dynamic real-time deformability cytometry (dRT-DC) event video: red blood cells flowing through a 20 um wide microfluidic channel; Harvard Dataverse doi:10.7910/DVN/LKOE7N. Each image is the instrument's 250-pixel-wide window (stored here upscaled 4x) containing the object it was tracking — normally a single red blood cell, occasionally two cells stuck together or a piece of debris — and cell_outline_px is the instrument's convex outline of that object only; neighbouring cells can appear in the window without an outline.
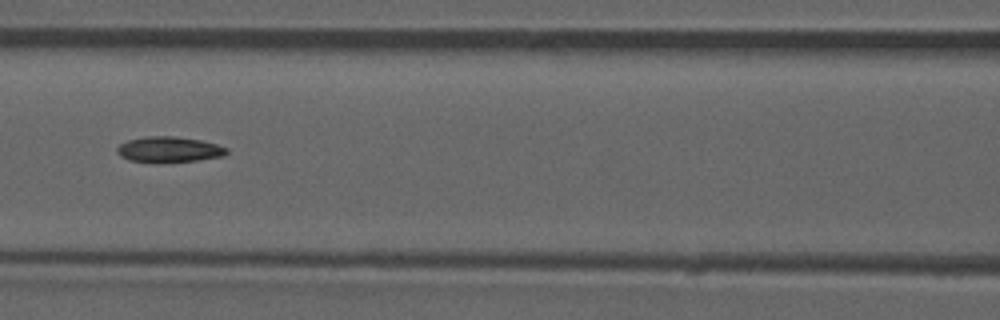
{"species": "common noctule bat (a hibernating species)", "species_latin": "Nyctalus noctula", "temperature_condition": "room temperature", "stored_images_in_passage": 52, "camera_frame_rate_fps": 3000, "um_per_image_px": 0.085, "animal": {"sex": "male", "forearm_length_mm": 52.5}, "frame": {"image": 1, "passage_image": 23, "time_ms": 7.333, "image_size_px": [1000, 320], "cell_outline_px": [[228, 152], [224, 156], [196, 160], [128, 160], [120, 156], [116, 152], [116, 148], [120, 144], [128, 140], [148, 136], [176, 136], [200, 140], [216, 144], [228, 148]], "centroid_in_image_um": [14.38, 12.66], "position_along_channel_um": 152.2, "area_um2": 15.72}}